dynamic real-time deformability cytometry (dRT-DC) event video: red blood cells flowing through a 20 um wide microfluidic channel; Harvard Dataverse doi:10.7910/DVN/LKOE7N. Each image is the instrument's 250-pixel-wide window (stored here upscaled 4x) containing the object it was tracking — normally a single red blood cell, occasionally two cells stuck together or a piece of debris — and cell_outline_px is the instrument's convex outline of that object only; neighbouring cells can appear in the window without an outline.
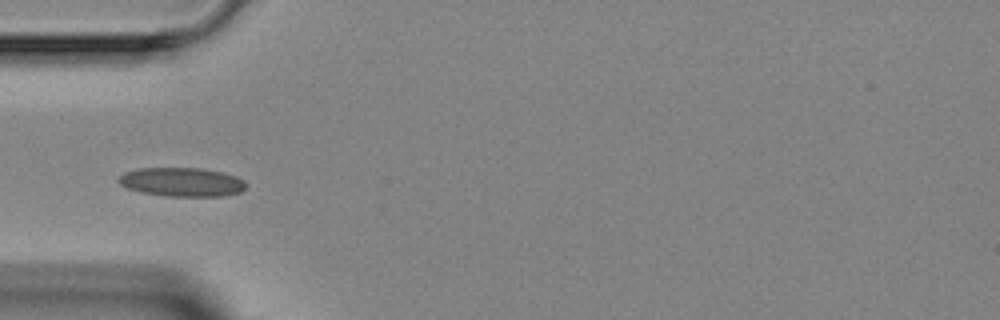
{"species": "Egyptian fruit bat (a non-hibernating species)", "species_latin": "Rousettus aegyptiacus", "temperature_condition": "room temperature", "stored_images_in_passage": 4, "camera_frame_rate_fps": 3000, "um_per_image_px": 0.085, "animal": {"sex": "female"}, "frame": {"image": 1, "passage_image": 3, "time_ms": 3.333, "image_size_px": [1000, 320], "cell_outline_px": [[244, 188], [240, 192], [224, 196], [168, 196], [140, 192], [128, 188], [120, 184], [116, 180], [124, 172], [140, 168], [200, 168], [224, 172], [236, 176], [244, 180]], "centroid_in_image_um": [15.45, 15.47], "position_along_channel_um": 69.6, "area_um2": 21.44}}
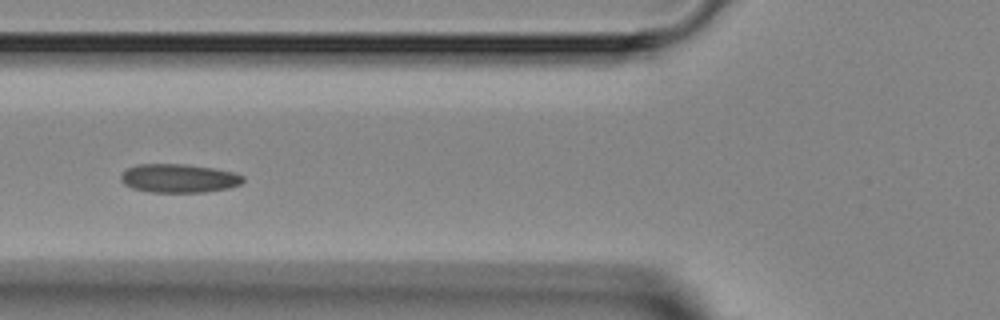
{"frame": {"image": 2, "passage_image": 4, "time_ms": 4.333, "image_size_px": [1000, 320], "cell_outline_px": [[244, 180], [240, 184], [228, 188], [204, 192], [148, 192], [132, 188], [124, 184], [120, 180], [120, 172], [136, 164], [184, 164], [212, 168], [232, 172], [244, 176]], "centroid_in_image_um": [15.15, 15.15], "position_along_channel_um": 110.7, "area_um2": 20.46}}